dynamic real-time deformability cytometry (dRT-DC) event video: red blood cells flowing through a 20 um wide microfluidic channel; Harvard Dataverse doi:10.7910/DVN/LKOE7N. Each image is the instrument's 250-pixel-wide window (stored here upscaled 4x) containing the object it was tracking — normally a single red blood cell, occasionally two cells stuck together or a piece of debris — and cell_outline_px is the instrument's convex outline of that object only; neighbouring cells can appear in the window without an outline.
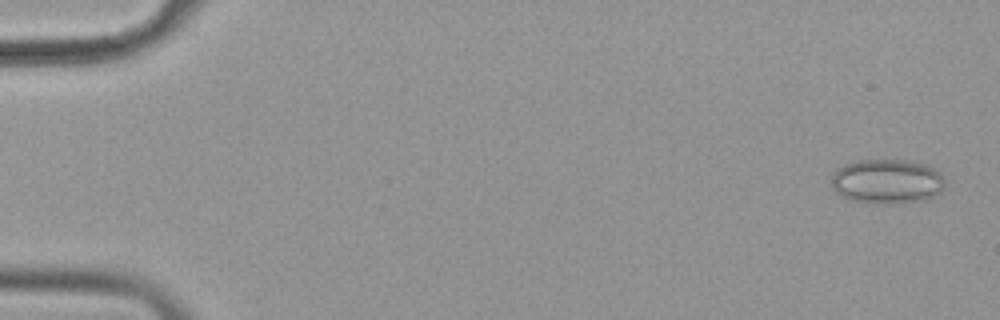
{"species": "common noctule bat (a hibernating species)", "species_latin": "Nyctalus noctula", "temperature_condition": "cold", "stored_images_in_passage": 56, "camera_frame_rate_fps": 3000, "um_per_image_px": 0.085, "animal": {"sex": "female", "body_mass_g": 19.9}, "frame": {"image": 1, "passage_image": 2, "time_ms": 0.333, "image_size_px": [1000, 320], "cell_outline_px": [[944, 188], [940, 192], [924, 200], [884, 204], [852, 200], [836, 192], [832, 188], [832, 172], [836, 168], [844, 164], [860, 160], [916, 160], [928, 164], [940, 172], [944, 180]], "centroid_in_image_um": [75.41, 15.39], "position_along_channel_um": 9.6, "area_um2": 29.71}}
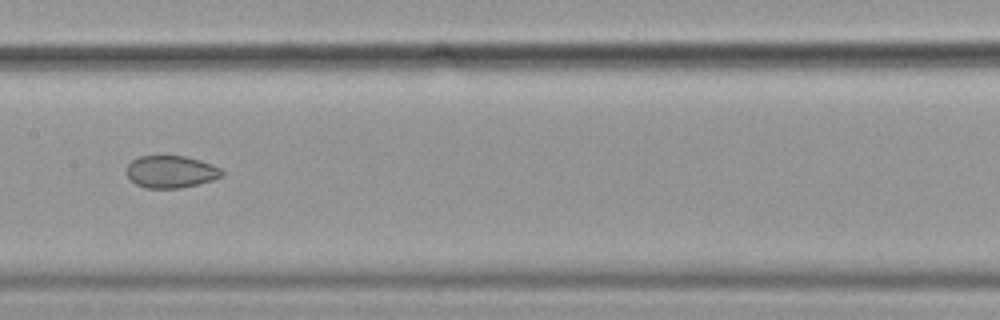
{"frame": {"image": 2, "passage_image": 29, "time_ms": 9.333, "image_size_px": [1000, 320], "cell_outline_px": [[224, 176], [212, 180], [180, 188], [144, 188], [136, 184], [128, 176], [128, 164], [132, 160], [140, 156], [184, 156], [200, 160], [212, 164], [220, 168], [224, 172]], "centroid_in_image_um": [14.56, 14.6], "position_along_channel_um": 192.8, "area_um2": 17.8}}
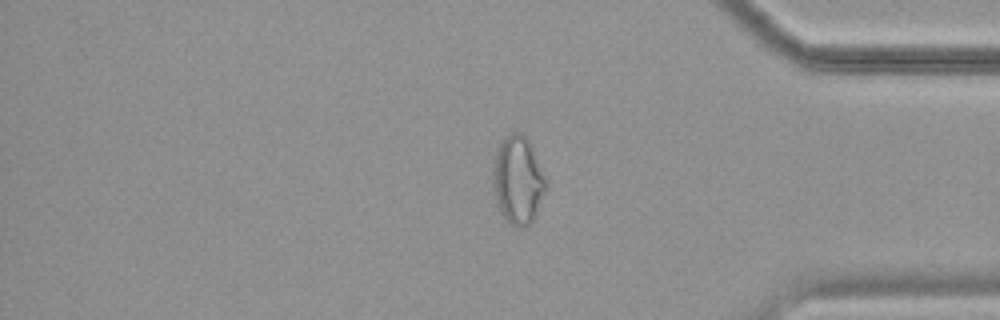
{"frame": {"image": 3, "passage_image": 47, "time_ms": 15.333, "image_size_px": [1000, 320], "cell_outline_px": [[544, 192], [536, 212], [532, 220], [528, 224], [508, 224], [500, 212], [496, 204], [492, 188], [492, 160], [496, 148], [504, 136], [508, 132], [520, 132], [528, 140], [532, 148], [544, 180]], "centroid_in_image_um": [43.91, 15.25], "position_along_channel_um": 391.3, "area_um2": 26.76}, "authors_computed_cell_mechanics": {"area_um2": 23.5246, "velocity_mm_per_s": 3.5951, "shape_relaxation_time_tau1_ms": null, "shape_relaxation_time_tau2_ms": 2.0595, "deformation_change_tau1": null, "deformation_change_tau2": 0.0568}}